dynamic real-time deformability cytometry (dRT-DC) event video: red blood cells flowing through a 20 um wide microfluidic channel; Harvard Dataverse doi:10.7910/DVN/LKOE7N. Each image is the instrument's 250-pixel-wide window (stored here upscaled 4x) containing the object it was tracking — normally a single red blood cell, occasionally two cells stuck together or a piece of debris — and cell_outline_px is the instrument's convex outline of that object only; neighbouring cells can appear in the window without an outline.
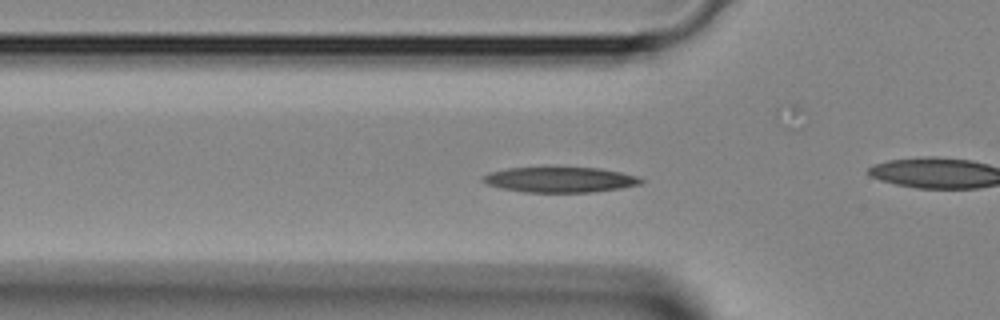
{"species": "Egyptian fruit bat (a non-hibernating species)", "species_latin": "Rousettus aegyptiacus", "temperature_condition": "room temperature", "stored_images_in_passage": 41, "camera_frame_rate_fps": 3000, "um_per_image_px": 0.085, "animal": {"sex": "female"}, "frame": {"image": 1, "passage_image": 11, "time_ms": 3.333, "image_size_px": [1000, 320], "cell_outline_px": [[644, 180], [640, 184], [620, 188], [592, 192], [524, 192], [500, 188], [488, 184], [480, 180], [480, 176], [488, 172], [508, 168], [600, 168], [620, 172], [636, 176]], "centroid_in_image_um": [47.54, 15.27], "position_along_channel_um": 78.3, "area_um2": 23.24}}
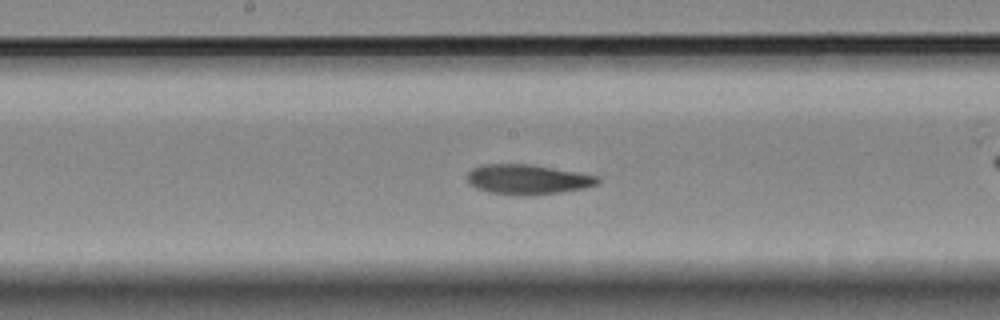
{"frame": {"image": 2, "passage_image": 19, "time_ms": 6.0, "image_size_px": [1000, 320], "cell_outline_px": [[600, 180], [596, 184], [584, 188], [560, 192], [528, 196], [516, 196], [488, 192], [476, 188], [468, 184], [468, 172], [472, 168], [480, 164], [532, 164], [600, 176]], "centroid_in_image_um": [44.82, 15.25], "position_along_channel_um": 203.4, "area_um2": 23.0}}
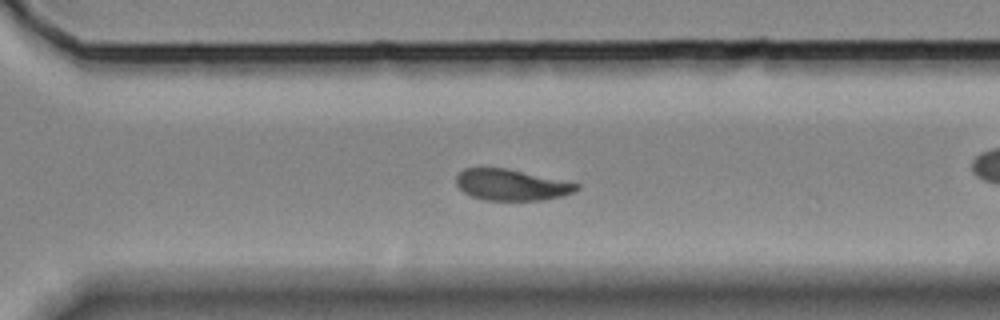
{"frame": {"image": 3, "passage_image": 27, "time_ms": 8.667, "image_size_px": [1000, 320], "cell_outline_px": [[580, 188], [576, 192], [564, 196], [544, 200], [484, 200], [472, 196], [464, 192], [456, 184], [456, 176], [464, 168], [508, 168], [580, 184]], "centroid_in_image_um": [43.51, 15.72], "position_along_channel_um": 327.1, "area_um2": 21.96}}